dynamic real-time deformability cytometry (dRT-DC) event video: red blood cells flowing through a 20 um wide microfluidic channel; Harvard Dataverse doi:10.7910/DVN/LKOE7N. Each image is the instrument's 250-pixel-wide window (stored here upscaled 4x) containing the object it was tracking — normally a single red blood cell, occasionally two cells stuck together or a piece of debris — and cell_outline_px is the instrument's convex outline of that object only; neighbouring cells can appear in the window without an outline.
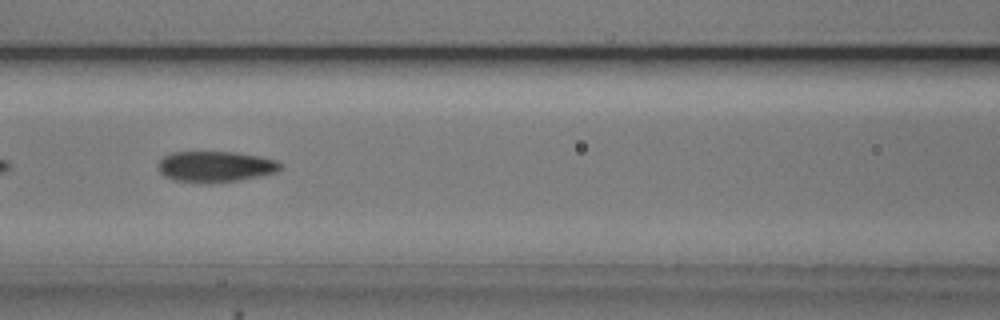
{"species": "common noctule bat (a hibernating species)", "species_latin": "Nyctalus noctula", "temperature_condition": "cold", "stored_images_in_passage": 17, "camera_frame_rate_fps": 3000, "um_per_image_px": 0.085, "animal": {"sex": "male", "body_mass_g": 20.5, "forearm_length_mm": 52.5}, "frame": {"image": 1, "passage_image": 8, "time_ms": 2.333, "image_size_px": [1000, 320], "cell_outline_px": [[280, 168], [276, 172], [260, 176], [240, 180], [208, 184], [192, 184], [172, 180], [164, 176], [160, 172], [160, 160], [164, 156], [172, 152], [236, 152], [260, 156], [276, 160], [280, 164]], "centroid_in_image_um": [18.28, 14.18], "position_along_channel_um": 148.3, "area_um2": 22.31}}